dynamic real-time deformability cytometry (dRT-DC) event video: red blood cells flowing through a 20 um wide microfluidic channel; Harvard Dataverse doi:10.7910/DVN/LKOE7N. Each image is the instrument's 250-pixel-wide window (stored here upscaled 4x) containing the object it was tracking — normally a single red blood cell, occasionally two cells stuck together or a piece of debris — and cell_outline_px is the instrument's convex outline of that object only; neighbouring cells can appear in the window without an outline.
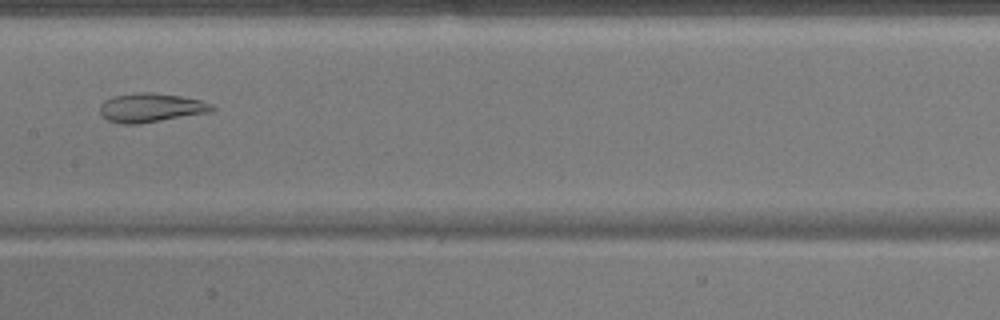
{"species": "common noctule bat (a hibernating species)", "species_latin": "Nyctalus noctula", "temperature_condition": "warm", "stored_images_in_passage": 51, "camera_frame_rate_fps": 3000, "um_per_image_px": 0.085, "animal": {"sex": "male", "body_mass_g": 17.9}, "frame": {"image": 1, "passage_image": 27, "time_ms": 8.667, "image_size_px": [1000, 320], "cell_outline_px": [[216, 108], [212, 112], [140, 124], [120, 124], [108, 120], [100, 112], [100, 104], [104, 100], [112, 96], [140, 92], [152, 92], [180, 96], [200, 100], [212, 104]], "centroid_in_image_um": [12.84, 9.16], "position_along_channel_um": 194.6, "area_um2": 19.07}}
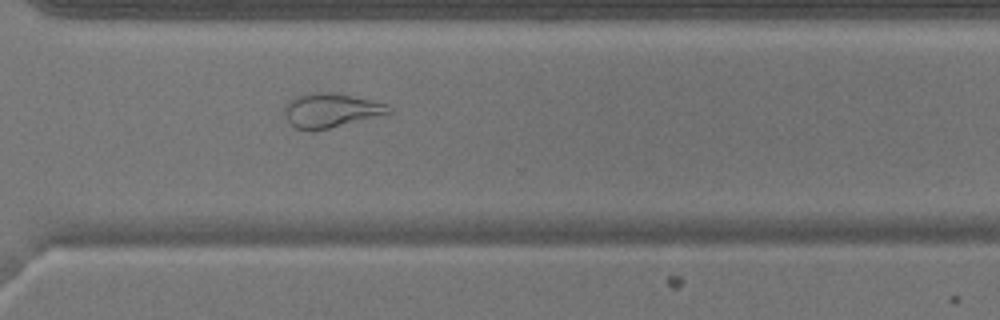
{"frame": {"image": 2, "passage_image": 38, "time_ms": 12.333, "image_size_px": [1000, 320], "cell_outline_px": [[392, 112], [312, 132], [296, 128], [288, 120], [284, 112], [284, 104], [288, 100], [296, 96], [308, 92], [332, 92], [388, 104], [392, 108]], "centroid_in_image_um": [28.06, 9.37], "position_along_channel_um": 342.5, "area_um2": 20.63}}
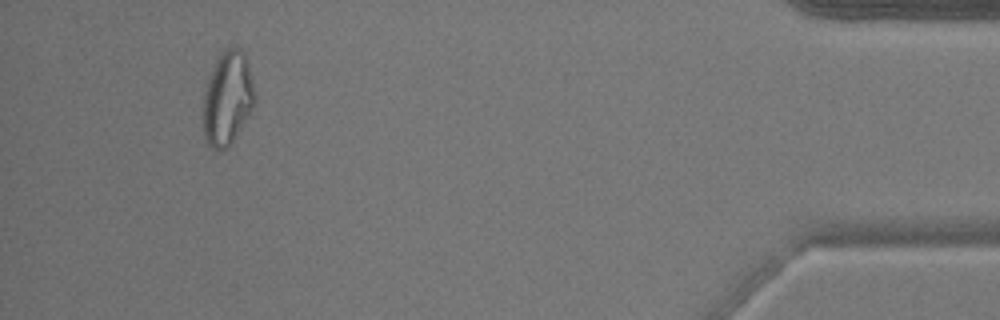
{"frame": {"image": 3, "passage_image": 48, "time_ms": 15.667, "image_size_px": [1000, 320], "cell_outline_px": [[252, 108], [232, 144], [224, 148], [212, 148], [208, 144], [204, 136], [204, 88], [208, 76], [220, 52], [224, 48], [240, 48], [244, 52], [248, 64], [252, 80]], "centroid_in_image_um": [19.3, 8.32], "position_along_channel_um": 415.9, "area_um2": 27.63}}